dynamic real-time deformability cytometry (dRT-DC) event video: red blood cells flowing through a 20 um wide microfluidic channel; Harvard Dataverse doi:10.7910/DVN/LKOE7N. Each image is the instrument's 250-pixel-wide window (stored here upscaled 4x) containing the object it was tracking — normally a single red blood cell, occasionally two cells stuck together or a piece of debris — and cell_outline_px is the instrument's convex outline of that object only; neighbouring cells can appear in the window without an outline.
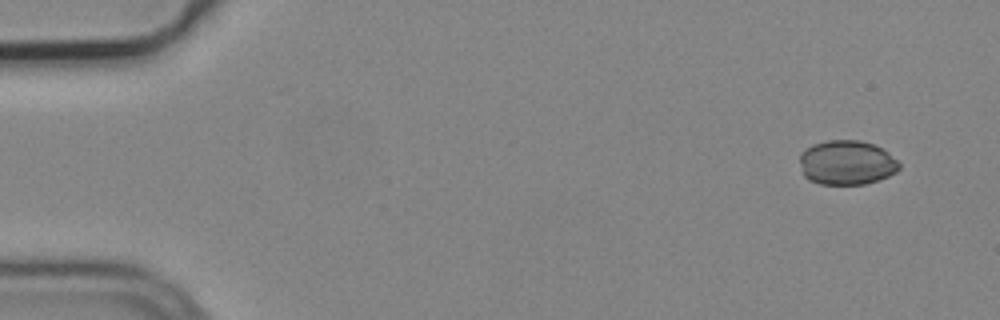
{"species": "common noctule bat (a hibernating species)", "species_latin": "Nyctalus noctula", "temperature_condition": "cold", "stored_images_in_passage": 4, "camera_frame_rate_fps": 3000, "um_per_image_px": 0.085, "animal": {"sex": "male", "body_mass_g": 19.2, "forearm_length_mm": 51.8}, "frame": {"image": 1, "passage_image": 1, "time_ms": 0.0, "image_size_px": [1000, 320], "cell_outline_px": [[900, 168], [896, 172], [880, 180], [864, 184], [820, 184], [808, 180], [804, 176], [800, 164], [800, 152], [812, 144], [828, 140], [860, 140], [872, 144], [888, 152], [900, 164]], "centroid_in_image_um": [71.95, 13.83], "position_along_channel_um": 13.0, "area_um2": 25.89}}